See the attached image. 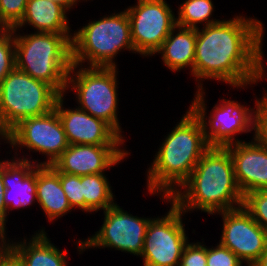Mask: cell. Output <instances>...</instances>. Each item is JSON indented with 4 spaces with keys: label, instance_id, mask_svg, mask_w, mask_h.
Masks as SVG:
<instances>
[{
    "label": "cell",
    "instance_id": "cell-1",
    "mask_svg": "<svg viewBox=\"0 0 267 266\" xmlns=\"http://www.w3.org/2000/svg\"><path fill=\"white\" fill-rule=\"evenodd\" d=\"M265 24L241 14L197 28L193 77L197 90L205 80L246 89L267 77L263 38ZM267 79V78H266ZM248 86V87H247Z\"/></svg>",
    "mask_w": 267,
    "mask_h": 266
},
{
    "label": "cell",
    "instance_id": "cell-2",
    "mask_svg": "<svg viewBox=\"0 0 267 266\" xmlns=\"http://www.w3.org/2000/svg\"><path fill=\"white\" fill-rule=\"evenodd\" d=\"M162 141L146 169V188L149 195L169 204L210 146L200 118L190 107Z\"/></svg>",
    "mask_w": 267,
    "mask_h": 266
},
{
    "label": "cell",
    "instance_id": "cell-3",
    "mask_svg": "<svg viewBox=\"0 0 267 266\" xmlns=\"http://www.w3.org/2000/svg\"><path fill=\"white\" fill-rule=\"evenodd\" d=\"M170 198L185 214L201 210L212 216L241 207L243 194L235 179L229 150L210 147Z\"/></svg>",
    "mask_w": 267,
    "mask_h": 266
},
{
    "label": "cell",
    "instance_id": "cell-4",
    "mask_svg": "<svg viewBox=\"0 0 267 266\" xmlns=\"http://www.w3.org/2000/svg\"><path fill=\"white\" fill-rule=\"evenodd\" d=\"M26 33L13 31L16 68L67 96V77L73 64V34Z\"/></svg>",
    "mask_w": 267,
    "mask_h": 266
},
{
    "label": "cell",
    "instance_id": "cell-5",
    "mask_svg": "<svg viewBox=\"0 0 267 266\" xmlns=\"http://www.w3.org/2000/svg\"><path fill=\"white\" fill-rule=\"evenodd\" d=\"M73 32L72 63L85 67H117L120 52L135 53L126 9L88 21ZM86 64V65H85Z\"/></svg>",
    "mask_w": 267,
    "mask_h": 266
},
{
    "label": "cell",
    "instance_id": "cell-6",
    "mask_svg": "<svg viewBox=\"0 0 267 266\" xmlns=\"http://www.w3.org/2000/svg\"><path fill=\"white\" fill-rule=\"evenodd\" d=\"M118 70L117 67H85L72 64L67 77L66 93L74 92L78 105L76 107L106 121L125 139L118 118Z\"/></svg>",
    "mask_w": 267,
    "mask_h": 266
},
{
    "label": "cell",
    "instance_id": "cell-7",
    "mask_svg": "<svg viewBox=\"0 0 267 266\" xmlns=\"http://www.w3.org/2000/svg\"><path fill=\"white\" fill-rule=\"evenodd\" d=\"M61 95L49 84L16 67L0 83V133L3 137L22 119L55 109Z\"/></svg>",
    "mask_w": 267,
    "mask_h": 266
},
{
    "label": "cell",
    "instance_id": "cell-8",
    "mask_svg": "<svg viewBox=\"0 0 267 266\" xmlns=\"http://www.w3.org/2000/svg\"><path fill=\"white\" fill-rule=\"evenodd\" d=\"M206 90L195 91L190 107L200 118L210 147H226L243 142L238 135L254 133V109L236 100L223 98L207 112ZM208 115V116H207Z\"/></svg>",
    "mask_w": 267,
    "mask_h": 266
},
{
    "label": "cell",
    "instance_id": "cell-9",
    "mask_svg": "<svg viewBox=\"0 0 267 266\" xmlns=\"http://www.w3.org/2000/svg\"><path fill=\"white\" fill-rule=\"evenodd\" d=\"M104 219L101 227L95 234L85 240H74L78 254L89 249L109 248L130 253L140 257L144 247V238L152 217H138L128 213L117 202L103 211Z\"/></svg>",
    "mask_w": 267,
    "mask_h": 266
},
{
    "label": "cell",
    "instance_id": "cell-10",
    "mask_svg": "<svg viewBox=\"0 0 267 266\" xmlns=\"http://www.w3.org/2000/svg\"><path fill=\"white\" fill-rule=\"evenodd\" d=\"M4 143L10 145L8 154L14 151L15 155L12 156L15 158L20 156L19 152L24 148L45 155L43 159L46 161L40 162V165H52L69 146L55 109L40 116L22 119L4 136Z\"/></svg>",
    "mask_w": 267,
    "mask_h": 266
},
{
    "label": "cell",
    "instance_id": "cell-11",
    "mask_svg": "<svg viewBox=\"0 0 267 266\" xmlns=\"http://www.w3.org/2000/svg\"><path fill=\"white\" fill-rule=\"evenodd\" d=\"M170 209L162 216L153 217L146 230L142 266H179L185 245V214L172 200ZM184 222V223H183Z\"/></svg>",
    "mask_w": 267,
    "mask_h": 266
},
{
    "label": "cell",
    "instance_id": "cell-12",
    "mask_svg": "<svg viewBox=\"0 0 267 266\" xmlns=\"http://www.w3.org/2000/svg\"><path fill=\"white\" fill-rule=\"evenodd\" d=\"M127 6L131 40L140 57H151L161 47L176 24L171 4L165 0H137Z\"/></svg>",
    "mask_w": 267,
    "mask_h": 266
},
{
    "label": "cell",
    "instance_id": "cell-13",
    "mask_svg": "<svg viewBox=\"0 0 267 266\" xmlns=\"http://www.w3.org/2000/svg\"><path fill=\"white\" fill-rule=\"evenodd\" d=\"M216 214L223 221L219 243L230 249L246 266H252L267 246V232L243 206Z\"/></svg>",
    "mask_w": 267,
    "mask_h": 266
},
{
    "label": "cell",
    "instance_id": "cell-14",
    "mask_svg": "<svg viewBox=\"0 0 267 266\" xmlns=\"http://www.w3.org/2000/svg\"><path fill=\"white\" fill-rule=\"evenodd\" d=\"M65 99V95H61L57 99L55 110L69 145H125L127 140L110 124L78 107L66 108Z\"/></svg>",
    "mask_w": 267,
    "mask_h": 266
},
{
    "label": "cell",
    "instance_id": "cell-15",
    "mask_svg": "<svg viewBox=\"0 0 267 266\" xmlns=\"http://www.w3.org/2000/svg\"><path fill=\"white\" fill-rule=\"evenodd\" d=\"M128 151L126 145H69L52 166L70 175L101 174L124 162Z\"/></svg>",
    "mask_w": 267,
    "mask_h": 266
},
{
    "label": "cell",
    "instance_id": "cell-16",
    "mask_svg": "<svg viewBox=\"0 0 267 266\" xmlns=\"http://www.w3.org/2000/svg\"><path fill=\"white\" fill-rule=\"evenodd\" d=\"M22 153L23 156L18 158L2 159L3 197L7 217L13 210L30 208L37 202L36 166L40 165V159H32V155H25V151Z\"/></svg>",
    "mask_w": 267,
    "mask_h": 266
},
{
    "label": "cell",
    "instance_id": "cell-17",
    "mask_svg": "<svg viewBox=\"0 0 267 266\" xmlns=\"http://www.w3.org/2000/svg\"><path fill=\"white\" fill-rule=\"evenodd\" d=\"M226 146L234 164L235 179L243 196L256 190H267V148L254 137L251 141Z\"/></svg>",
    "mask_w": 267,
    "mask_h": 266
},
{
    "label": "cell",
    "instance_id": "cell-18",
    "mask_svg": "<svg viewBox=\"0 0 267 266\" xmlns=\"http://www.w3.org/2000/svg\"><path fill=\"white\" fill-rule=\"evenodd\" d=\"M36 195L35 205L38 204L52 224L73 210L60 183V172L52 165L36 166Z\"/></svg>",
    "mask_w": 267,
    "mask_h": 266
},
{
    "label": "cell",
    "instance_id": "cell-19",
    "mask_svg": "<svg viewBox=\"0 0 267 266\" xmlns=\"http://www.w3.org/2000/svg\"><path fill=\"white\" fill-rule=\"evenodd\" d=\"M67 14L61 5L50 0H28L22 20L13 31L23 32L29 26L34 32L73 34Z\"/></svg>",
    "mask_w": 267,
    "mask_h": 266
},
{
    "label": "cell",
    "instance_id": "cell-20",
    "mask_svg": "<svg viewBox=\"0 0 267 266\" xmlns=\"http://www.w3.org/2000/svg\"><path fill=\"white\" fill-rule=\"evenodd\" d=\"M33 233L29 238L25 236L18 241H15L17 238H14L13 241V252L20 258L24 266H68V252L52 243L45 227Z\"/></svg>",
    "mask_w": 267,
    "mask_h": 266
},
{
    "label": "cell",
    "instance_id": "cell-21",
    "mask_svg": "<svg viewBox=\"0 0 267 266\" xmlns=\"http://www.w3.org/2000/svg\"><path fill=\"white\" fill-rule=\"evenodd\" d=\"M197 29L176 25L153 56L161 55L171 72L189 69L193 77Z\"/></svg>",
    "mask_w": 267,
    "mask_h": 266
},
{
    "label": "cell",
    "instance_id": "cell-22",
    "mask_svg": "<svg viewBox=\"0 0 267 266\" xmlns=\"http://www.w3.org/2000/svg\"><path fill=\"white\" fill-rule=\"evenodd\" d=\"M84 213L104 211L116 203L109 178L105 173L81 176Z\"/></svg>",
    "mask_w": 267,
    "mask_h": 266
},
{
    "label": "cell",
    "instance_id": "cell-23",
    "mask_svg": "<svg viewBox=\"0 0 267 266\" xmlns=\"http://www.w3.org/2000/svg\"><path fill=\"white\" fill-rule=\"evenodd\" d=\"M176 24L188 28H200L222 20L212 18L215 6L212 0H184L178 5Z\"/></svg>",
    "mask_w": 267,
    "mask_h": 266
},
{
    "label": "cell",
    "instance_id": "cell-24",
    "mask_svg": "<svg viewBox=\"0 0 267 266\" xmlns=\"http://www.w3.org/2000/svg\"><path fill=\"white\" fill-rule=\"evenodd\" d=\"M243 208L267 232V190H256L243 196Z\"/></svg>",
    "mask_w": 267,
    "mask_h": 266
},
{
    "label": "cell",
    "instance_id": "cell-25",
    "mask_svg": "<svg viewBox=\"0 0 267 266\" xmlns=\"http://www.w3.org/2000/svg\"><path fill=\"white\" fill-rule=\"evenodd\" d=\"M15 67L13 29H0V83Z\"/></svg>",
    "mask_w": 267,
    "mask_h": 266
},
{
    "label": "cell",
    "instance_id": "cell-26",
    "mask_svg": "<svg viewBox=\"0 0 267 266\" xmlns=\"http://www.w3.org/2000/svg\"><path fill=\"white\" fill-rule=\"evenodd\" d=\"M28 0H0V29H13L25 13Z\"/></svg>",
    "mask_w": 267,
    "mask_h": 266
},
{
    "label": "cell",
    "instance_id": "cell-27",
    "mask_svg": "<svg viewBox=\"0 0 267 266\" xmlns=\"http://www.w3.org/2000/svg\"><path fill=\"white\" fill-rule=\"evenodd\" d=\"M60 183L71 208L84 212V197L82 196L81 176L60 172Z\"/></svg>",
    "mask_w": 267,
    "mask_h": 266
},
{
    "label": "cell",
    "instance_id": "cell-28",
    "mask_svg": "<svg viewBox=\"0 0 267 266\" xmlns=\"http://www.w3.org/2000/svg\"><path fill=\"white\" fill-rule=\"evenodd\" d=\"M265 91V92H264ZM254 105V134L260 144L267 148V90H263L262 97H255Z\"/></svg>",
    "mask_w": 267,
    "mask_h": 266
},
{
    "label": "cell",
    "instance_id": "cell-29",
    "mask_svg": "<svg viewBox=\"0 0 267 266\" xmlns=\"http://www.w3.org/2000/svg\"><path fill=\"white\" fill-rule=\"evenodd\" d=\"M207 266H245L244 263L228 248L219 242L206 246Z\"/></svg>",
    "mask_w": 267,
    "mask_h": 266
},
{
    "label": "cell",
    "instance_id": "cell-30",
    "mask_svg": "<svg viewBox=\"0 0 267 266\" xmlns=\"http://www.w3.org/2000/svg\"><path fill=\"white\" fill-rule=\"evenodd\" d=\"M179 266H207L206 244L203 242H189L185 245Z\"/></svg>",
    "mask_w": 267,
    "mask_h": 266
},
{
    "label": "cell",
    "instance_id": "cell-31",
    "mask_svg": "<svg viewBox=\"0 0 267 266\" xmlns=\"http://www.w3.org/2000/svg\"><path fill=\"white\" fill-rule=\"evenodd\" d=\"M7 228H0V266L13 251V240L7 236Z\"/></svg>",
    "mask_w": 267,
    "mask_h": 266
},
{
    "label": "cell",
    "instance_id": "cell-32",
    "mask_svg": "<svg viewBox=\"0 0 267 266\" xmlns=\"http://www.w3.org/2000/svg\"><path fill=\"white\" fill-rule=\"evenodd\" d=\"M4 183L2 179V159H0V228H7L6 223L8 222L7 219V208L4 203Z\"/></svg>",
    "mask_w": 267,
    "mask_h": 266
},
{
    "label": "cell",
    "instance_id": "cell-33",
    "mask_svg": "<svg viewBox=\"0 0 267 266\" xmlns=\"http://www.w3.org/2000/svg\"><path fill=\"white\" fill-rule=\"evenodd\" d=\"M1 266H24L20 258L12 251Z\"/></svg>",
    "mask_w": 267,
    "mask_h": 266
},
{
    "label": "cell",
    "instance_id": "cell-34",
    "mask_svg": "<svg viewBox=\"0 0 267 266\" xmlns=\"http://www.w3.org/2000/svg\"><path fill=\"white\" fill-rule=\"evenodd\" d=\"M50 1L61 5L69 13L77 4L80 3L79 0H50Z\"/></svg>",
    "mask_w": 267,
    "mask_h": 266
},
{
    "label": "cell",
    "instance_id": "cell-35",
    "mask_svg": "<svg viewBox=\"0 0 267 266\" xmlns=\"http://www.w3.org/2000/svg\"><path fill=\"white\" fill-rule=\"evenodd\" d=\"M252 266H267V246L258 260Z\"/></svg>",
    "mask_w": 267,
    "mask_h": 266
},
{
    "label": "cell",
    "instance_id": "cell-36",
    "mask_svg": "<svg viewBox=\"0 0 267 266\" xmlns=\"http://www.w3.org/2000/svg\"><path fill=\"white\" fill-rule=\"evenodd\" d=\"M3 141H4V137H3V135H1V133H0V145H2L1 142H3Z\"/></svg>",
    "mask_w": 267,
    "mask_h": 266
},
{
    "label": "cell",
    "instance_id": "cell-37",
    "mask_svg": "<svg viewBox=\"0 0 267 266\" xmlns=\"http://www.w3.org/2000/svg\"><path fill=\"white\" fill-rule=\"evenodd\" d=\"M79 1L83 3V1H85V2L87 1V2H88V1H90V0H79ZM91 1H93V0H91Z\"/></svg>",
    "mask_w": 267,
    "mask_h": 266
}]
</instances>
